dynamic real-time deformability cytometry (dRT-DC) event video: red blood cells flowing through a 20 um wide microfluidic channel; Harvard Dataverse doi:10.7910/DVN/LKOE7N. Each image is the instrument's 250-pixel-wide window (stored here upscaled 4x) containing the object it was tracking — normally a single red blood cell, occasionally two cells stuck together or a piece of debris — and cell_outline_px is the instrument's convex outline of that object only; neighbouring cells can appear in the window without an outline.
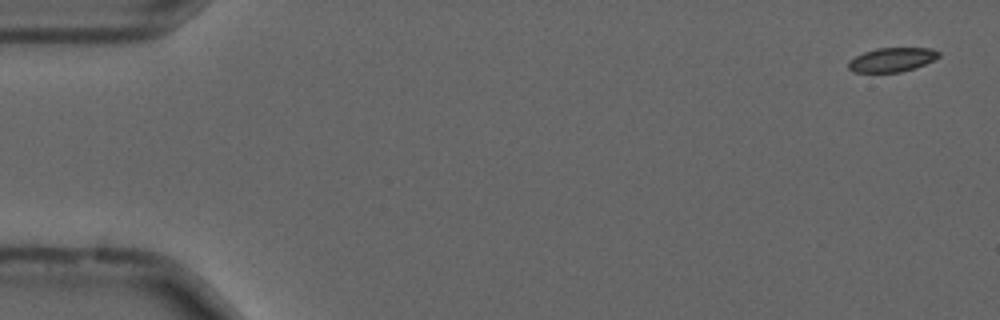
{"species": "common noctule bat (a hibernating species)", "species_latin": "Nyctalus noctula", "temperature_condition": "cold", "stored_images_in_passage": 56, "camera_frame_rate_fps": 3000, "um_per_image_px": 0.085, "animal": {"sex": "male", "forearm_length_mm": 52.5}, "frame": {"image": 1, "passage_image": 2, "time_ms": 0.333, "image_size_px": [1000, 320], "cell_outline_px": [[940, 56], [924, 64], [900, 72], [852, 72], [848, 68], [848, 60], [864, 52], [876, 48], [932, 48], [940, 52]], "centroid_in_image_um": [75.78, 5.07], "position_along_channel_um": 9.2, "area_um2": 12.6}}
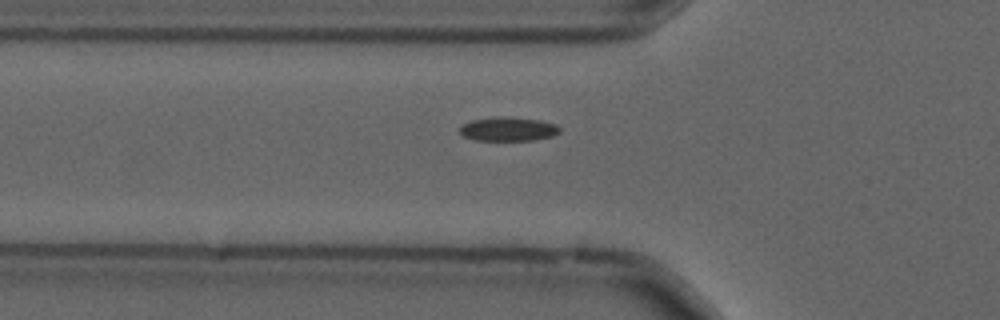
{"frame": {"image": 2, "passage_image": 19, "time_ms": 6.0, "image_size_px": [1000, 320], "cell_outline_px": [[560, 132], [552, 136], [536, 140], [472, 140], [460, 136], [460, 128], [464, 124], [472, 120], [500, 116], [540, 120], [556, 124], [560, 128]], "centroid_in_image_um": [43.19, 10.98], "position_along_channel_um": 82.6, "area_um2": 13.99}}
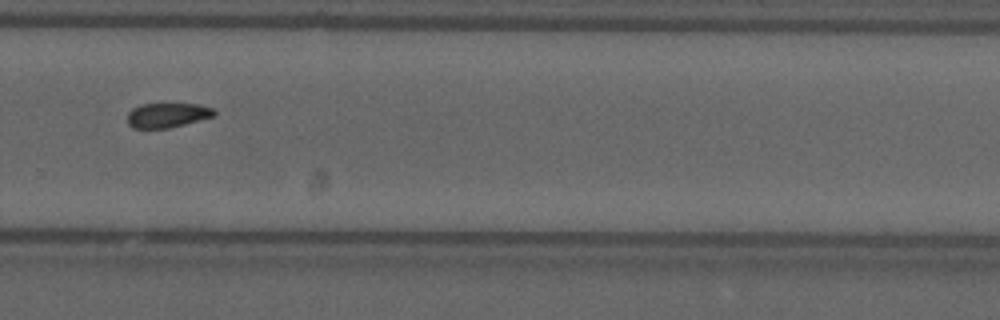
{"frame": {"image": 3, "passage_image": 38, "time_ms": 12.333, "image_size_px": [1000, 320], "cell_outline_px": [[216, 116], [168, 128], [132, 128], [128, 124], [128, 112], [132, 108], [140, 104], [200, 104], [212, 108], [216, 112]], "centroid_in_image_um": [14.23, 9.78], "position_along_channel_um": 315.6, "area_um2": 12.48}, "authors_computed_cell_mechanics": {"area_um2": 13.4674, "velocity_mm_per_s": 3.6823, "shape_relaxation_time_tau1_ms": null, "shape_relaxation_time_tau2_ms": 8.7322, "deformation_change_tau1": null, "deformation_change_tau2": 0.1259}}